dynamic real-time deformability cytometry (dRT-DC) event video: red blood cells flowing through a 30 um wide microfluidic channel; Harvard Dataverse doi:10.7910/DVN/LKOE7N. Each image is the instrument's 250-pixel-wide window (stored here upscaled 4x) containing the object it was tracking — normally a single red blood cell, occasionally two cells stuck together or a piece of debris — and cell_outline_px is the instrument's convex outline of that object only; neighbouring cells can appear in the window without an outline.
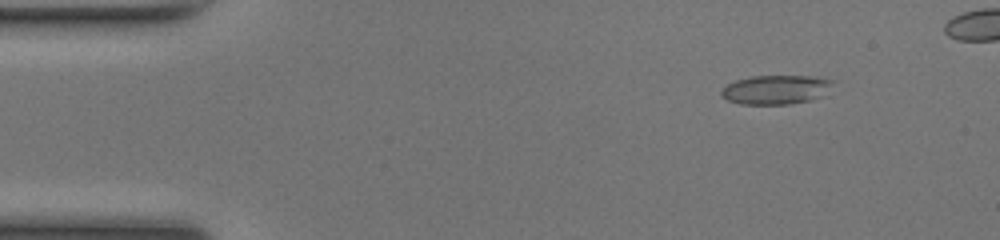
{"species": "common noctule bat (a hibernating species)", "species_latin": "Nyctalus noctula", "temperature_condition": "room temperature", "stored_images_in_passage": 41, "camera_frame_rate_fps": 3000, "um_per_image_px": 0.085, "animal": {"sex": "female", "body_mass_g": 17.0, "forearm_length_mm": 48.0}, "frame": {"image": 1, "passage_image": 1, "time_ms": 0.0, "image_size_px": [1000, 240], "cell_outline_px": [[836, 80], [820, 96], [808, 100], [788, 104], [740, 104], [728, 100], [720, 96], [720, 92], [728, 84], [736, 80], [752, 76], [812, 76]], "centroid_in_image_um": [65.91, 7.61], "position_along_channel_um": 19.1, "area_um2": 18.67}}
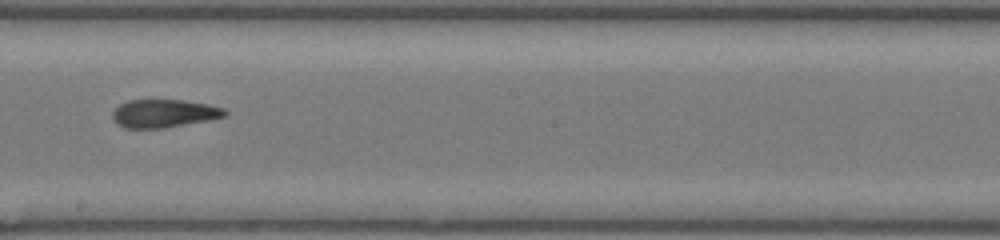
{"frame": {"image": 2, "passage_image": 23, "time_ms": 7.333, "image_size_px": [1000, 240], "cell_outline_px": [[228, 112], [224, 116], [208, 120], [164, 128], [124, 128], [116, 124], [112, 120], [112, 112], [120, 104], [128, 100], [184, 100], [208, 104], [224, 108]], "centroid_in_image_um": [13.9, 9.64], "position_along_channel_um": 234.3, "area_um2": 18.44}}
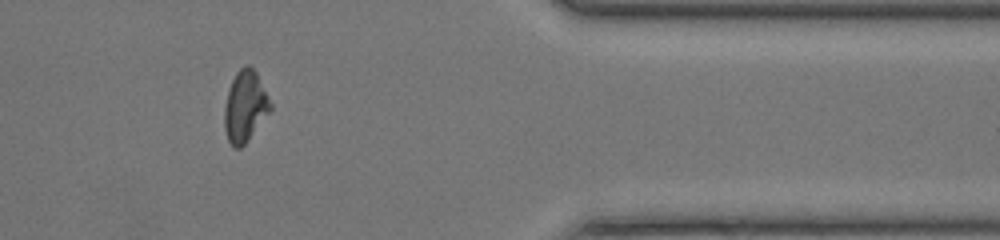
{"frame": {"image": 3, "passage_image": 36, "time_ms": 11.667, "image_size_px": [1000, 240], "cell_outline_px": [[272, 108], [244, 144], [240, 148], [232, 148], [228, 140], [224, 128], [224, 108], [228, 92], [232, 80], [236, 72], [244, 64], [248, 64], [256, 72], [272, 104]], "centroid_in_image_um": [20.81, 9.03], "position_along_channel_um": 390.6, "area_um2": 18.84}, "authors_computed_cell_mechanics": {"area_um2": 19.0162, "velocity_mm_per_s": 4.1936, "shape_relaxation_time_tau1_ms": null, "shape_relaxation_time_tau2_ms": 1.774, "deformation_change_tau1": null, "deformation_change_tau2": 0.0988}}